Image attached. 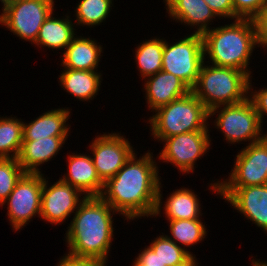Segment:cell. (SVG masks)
<instances>
[{"instance_id": "cell-24", "label": "cell", "mask_w": 267, "mask_h": 266, "mask_svg": "<svg viewBox=\"0 0 267 266\" xmlns=\"http://www.w3.org/2000/svg\"><path fill=\"white\" fill-rule=\"evenodd\" d=\"M164 39L156 36L137 44L134 60L142 81L162 70Z\"/></svg>"}, {"instance_id": "cell-12", "label": "cell", "mask_w": 267, "mask_h": 266, "mask_svg": "<svg viewBox=\"0 0 267 266\" xmlns=\"http://www.w3.org/2000/svg\"><path fill=\"white\" fill-rule=\"evenodd\" d=\"M121 132L96 135L89 144L90 154L100 179L105 183L124 166L136 150Z\"/></svg>"}, {"instance_id": "cell-11", "label": "cell", "mask_w": 267, "mask_h": 266, "mask_svg": "<svg viewBox=\"0 0 267 266\" xmlns=\"http://www.w3.org/2000/svg\"><path fill=\"white\" fill-rule=\"evenodd\" d=\"M213 140L209 130L193 131L165 138L158 153L159 162L171 164L182 174H193L199 158L209 152ZM161 160V161H160Z\"/></svg>"}, {"instance_id": "cell-25", "label": "cell", "mask_w": 267, "mask_h": 266, "mask_svg": "<svg viewBox=\"0 0 267 266\" xmlns=\"http://www.w3.org/2000/svg\"><path fill=\"white\" fill-rule=\"evenodd\" d=\"M201 219H180V220H167L169 222V236L172 241L177 245L183 247L191 255V251L188 248L195 246L197 243L203 242L207 236V227L205 223L201 222ZM171 236V237H170ZM187 247V248H186Z\"/></svg>"}, {"instance_id": "cell-13", "label": "cell", "mask_w": 267, "mask_h": 266, "mask_svg": "<svg viewBox=\"0 0 267 266\" xmlns=\"http://www.w3.org/2000/svg\"><path fill=\"white\" fill-rule=\"evenodd\" d=\"M47 179L44 175L40 219L58 226L74 215L86 196L60 178L54 184Z\"/></svg>"}, {"instance_id": "cell-21", "label": "cell", "mask_w": 267, "mask_h": 266, "mask_svg": "<svg viewBox=\"0 0 267 266\" xmlns=\"http://www.w3.org/2000/svg\"><path fill=\"white\" fill-rule=\"evenodd\" d=\"M72 109L54 108L40 114L33 121H23V140H37L53 136H69L71 125L68 120L71 118ZM69 134V135H68Z\"/></svg>"}, {"instance_id": "cell-29", "label": "cell", "mask_w": 267, "mask_h": 266, "mask_svg": "<svg viewBox=\"0 0 267 266\" xmlns=\"http://www.w3.org/2000/svg\"><path fill=\"white\" fill-rule=\"evenodd\" d=\"M25 173L17 158H0V207Z\"/></svg>"}, {"instance_id": "cell-16", "label": "cell", "mask_w": 267, "mask_h": 266, "mask_svg": "<svg viewBox=\"0 0 267 266\" xmlns=\"http://www.w3.org/2000/svg\"><path fill=\"white\" fill-rule=\"evenodd\" d=\"M144 80L145 101L148 110H152L153 113L191 92V89L181 79L163 70Z\"/></svg>"}, {"instance_id": "cell-3", "label": "cell", "mask_w": 267, "mask_h": 266, "mask_svg": "<svg viewBox=\"0 0 267 266\" xmlns=\"http://www.w3.org/2000/svg\"><path fill=\"white\" fill-rule=\"evenodd\" d=\"M202 37L205 62L239 69L252 77L250 60L253 50L259 47L252 19H236L230 24L213 27L205 31Z\"/></svg>"}, {"instance_id": "cell-7", "label": "cell", "mask_w": 267, "mask_h": 266, "mask_svg": "<svg viewBox=\"0 0 267 266\" xmlns=\"http://www.w3.org/2000/svg\"><path fill=\"white\" fill-rule=\"evenodd\" d=\"M54 0H0L2 13L0 26L16 37L35 44L39 29L55 11Z\"/></svg>"}, {"instance_id": "cell-1", "label": "cell", "mask_w": 267, "mask_h": 266, "mask_svg": "<svg viewBox=\"0 0 267 266\" xmlns=\"http://www.w3.org/2000/svg\"><path fill=\"white\" fill-rule=\"evenodd\" d=\"M156 160L149 149L139 157L134 152L115 176L104 183L100 197L127 222L153 218L162 178Z\"/></svg>"}, {"instance_id": "cell-31", "label": "cell", "mask_w": 267, "mask_h": 266, "mask_svg": "<svg viewBox=\"0 0 267 266\" xmlns=\"http://www.w3.org/2000/svg\"><path fill=\"white\" fill-rule=\"evenodd\" d=\"M252 85V77L249 81V94L248 98L252 101L256 112L258 114L259 120L263 125V122L265 120V116H267V86L263 85L264 88H259V90H254ZM265 115V116H264ZM264 119V120H263Z\"/></svg>"}, {"instance_id": "cell-8", "label": "cell", "mask_w": 267, "mask_h": 266, "mask_svg": "<svg viewBox=\"0 0 267 266\" xmlns=\"http://www.w3.org/2000/svg\"><path fill=\"white\" fill-rule=\"evenodd\" d=\"M187 35L170 44L164 40L162 70L175 75L192 89L204 62V47L202 34Z\"/></svg>"}, {"instance_id": "cell-20", "label": "cell", "mask_w": 267, "mask_h": 266, "mask_svg": "<svg viewBox=\"0 0 267 266\" xmlns=\"http://www.w3.org/2000/svg\"><path fill=\"white\" fill-rule=\"evenodd\" d=\"M103 45L95 38L76 35L61 55L60 63L63 68L74 70H98L103 55Z\"/></svg>"}, {"instance_id": "cell-10", "label": "cell", "mask_w": 267, "mask_h": 266, "mask_svg": "<svg viewBox=\"0 0 267 266\" xmlns=\"http://www.w3.org/2000/svg\"><path fill=\"white\" fill-rule=\"evenodd\" d=\"M43 181V173H25L2 203V207L7 204L6 216L13 232L26 227L33 217L40 218Z\"/></svg>"}, {"instance_id": "cell-4", "label": "cell", "mask_w": 267, "mask_h": 266, "mask_svg": "<svg viewBox=\"0 0 267 266\" xmlns=\"http://www.w3.org/2000/svg\"><path fill=\"white\" fill-rule=\"evenodd\" d=\"M250 77L243 71L203 62L191 92L210 111L221 105L241 103L248 98Z\"/></svg>"}, {"instance_id": "cell-14", "label": "cell", "mask_w": 267, "mask_h": 266, "mask_svg": "<svg viewBox=\"0 0 267 266\" xmlns=\"http://www.w3.org/2000/svg\"><path fill=\"white\" fill-rule=\"evenodd\" d=\"M218 195L267 234V185L218 187Z\"/></svg>"}, {"instance_id": "cell-2", "label": "cell", "mask_w": 267, "mask_h": 266, "mask_svg": "<svg viewBox=\"0 0 267 266\" xmlns=\"http://www.w3.org/2000/svg\"><path fill=\"white\" fill-rule=\"evenodd\" d=\"M117 213L101 197H86L67 227L66 256L107 263L114 241V218Z\"/></svg>"}, {"instance_id": "cell-22", "label": "cell", "mask_w": 267, "mask_h": 266, "mask_svg": "<svg viewBox=\"0 0 267 266\" xmlns=\"http://www.w3.org/2000/svg\"><path fill=\"white\" fill-rule=\"evenodd\" d=\"M55 11H53L48 18L45 20L41 28L39 29V33L35 42V47L43 48L48 47V49L56 50H65L68 44L72 41V39L76 36V25L73 23V19L71 18V13H66V15L60 18L54 16Z\"/></svg>"}, {"instance_id": "cell-18", "label": "cell", "mask_w": 267, "mask_h": 266, "mask_svg": "<svg viewBox=\"0 0 267 266\" xmlns=\"http://www.w3.org/2000/svg\"><path fill=\"white\" fill-rule=\"evenodd\" d=\"M168 16L185 27L195 29L194 33L203 34L212 29L210 26L216 15L204 0H163ZM197 29V30H196Z\"/></svg>"}, {"instance_id": "cell-5", "label": "cell", "mask_w": 267, "mask_h": 266, "mask_svg": "<svg viewBox=\"0 0 267 266\" xmlns=\"http://www.w3.org/2000/svg\"><path fill=\"white\" fill-rule=\"evenodd\" d=\"M154 112L146 122L150 124V134L155 142L162 143L173 135L210 128L209 110L192 92Z\"/></svg>"}, {"instance_id": "cell-35", "label": "cell", "mask_w": 267, "mask_h": 266, "mask_svg": "<svg viewBox=\"0 0 267 266\" xmlns=\"http://www.w3.org/2000/svg\"><path fill=\"white\" fill-rule=\"evenodd\" d=\"M105 262L97 260H84V259H74L66 256L60 258L56 266H107Z\"/></svg>"}, {"instance_id": "cell-19", "label": "cell", "mask_w": 267, "mask_h": 266, "mask_svg": "<svg viewBox=\"0 0 267 266\" xmlns=\"http://www.w3.org/2000/svg\"><path fill=\"white\" fill-rule=\"evenodd\" d=\"M68 136L45 137L37 140H23L18 162L26 173H42L41 165L54 160ZM39 167V168H38Z\"/></svg>"}, {"instance_id": "cell-33", "label": "cell", "mask_w": 267, "mask_h": 266, "mask_svg": "<svg viewBox=\"0 0 267 266\" xmlns=\"http://www.w3.org/2000/svg\"><path fill=\"white\" fill-rule=\"evenodd\" d=\"M218 19L234 20L233 0H204Z\"/></svg>"}, {"instance_id": "cell-17", "label": "cell", "mask_w": 267, "mask_h": 266, "mask_svg": "<svg viewBox=\"0 0 267 266\" xmlns=\"http://www.w3.org/2000/svg\"><path fill=\"white\" fill-rule=\"evenodd\" d=\"M162 182L158 187V198L153 217L161 216V210L165 214L166 220H180V219H202L203 213L201 208L200 198L195 194L194 190L186 187L177 188L167 196L166 201L162 196ZM164 205V206H163ZM162 206V207H161ZM165 211V212H164Z\"/></svg>"}, {"instance_id": "cell-30", "label": "cell", "mask_w": 267, "mask_h": 266, "mask_svg": "<svg viewBox=\"0 0 267 266\" xmlns=\"http://www.w3.org/2000/svg\"><path fill=\"white\" fill-rule=\"evenodd\" d=\"M267 4V0H233L234 20L253 19Z\"/></svg>"}, {"instance_id": "cell-15", "label": "cell", "mask_w": 267, "mask_h": 266, "mask_svg": "<svg viewBox=\"0 0 267 266\" xmlns=\"http://www.w3.org/2000/svg\"><path fill=\"white\" fill-rule=\"evenodd\" d=\"M67 164V172L60 179L71 184L86 197H100L104 182L97 174L91 155L71 152L67 156Z\"/></svg>"}, {"instance_id": "cell-37", "label": "cell", "mask_w": 267, "mask_h": 266, "mask_svg": "<svg viewBox=\"0 0 267 266\" xmlns=\"http://www.w3.org/2000/svg\"><path fill=\"white\" fill-rule=\"evenodd\" d=\"M132 263V266H145L137 258Z\"/></svg>"}, {"instance_id": "cell-26", "label": "cell", "mask_w": 267, "mask_h": 266, "mask_svg": "<svg viewBox=\"0 0 267 266\" xmlns=\"http://www.w3.org/2000/svg\"><path fill=\"white\" fill-rule=\"evenodd\" d=\"M80 1V2H79ZM74 9L73 18L77 26L89 27L91 29L101 25L110 17L113 0H79Z\"/></svg>"}, {"instance_id": "cell-9", "label": "cell", "mask_w": 267, "mask_h": 266, "mask_svg": "<svg viewBox=\"0 0 267 266\" xmlns=\"http://www.w3.org/2000/svg\"><path fill=\"white\" fill-rule=\"evenodd\" d=\"M214 182V183H213ZM208 190L218 194V187L267 185V135L239 150L233 168L225 179L213 180Z\"/></svg>"}, {"instance_id": "cell-36", "label": "cell", "mask_w": 267, "mask_h": 266, "mask_svg": "<svg viewBox=\"0 0 267 266\" xmlns=\"http://www.w3.org/2000/svg\"><path fill=\"white\" fill-rule=\"evenodd\" d=\"M197 258L196 255H192L189 259H187L185 262H183L180 265H176V266H199L198 262H197Z\"/></svg>"}, {"instance_id": "cell-23", "label": "cell", "mask_w": 267, "mask_h": 266, "mask_svg": "<svg viewBox=\"0 0 267 266\" xmlns=\"http://www.w3.org/2000/svg\"><path fill=\"white\" fill-rule=\"evenodd\" d=\"M62 69L60 75H58V83L63 88L62 90L82 102H90L98 95L103 81L101 71Z\"/></svg>"}, {"instance_id": "cell-32", "label": "cell", "mask_w": 267, "mask_h": 266, "mask_svg": "<svg viewBox=\"0 0 267 266\" xmlns=\"http://www.w3.org/2000/svg\"><path fill=\"white\" fill-rule=\"evenodd\" d=\"M256 29V39L258 46L264 51L267 49V4L252 19Z\"/></svg>"}, {"instance_id": "cell-34", "label": "cell", "mask_w": 267, "mask_h": 266, "mask_svg": "<svg viewBox=\"0 0 267 266\" xmlns=\"http://www.w3.org/2000/svg\"><path fill=\"white\" fill-rule=\"evenodd\" d=\"M135 257L145 266H166L162 265L158 255L149 246H145Z\"/></svg>"}, {"instance_id": "cell-27", "label": "cell", "mask_w": 267, "mask_h": 266, "mask_svg": "<svg viewBox=\"0 0 267 266\" xmlns=\"http://www.w3.org/2000/svg\"><path fill=\"white\" fill-rule=\"evenodd\" d=\"M22 142V119L0 116V158H18Z\"/></svg>"}, {"instance_id": "cell-28", "label": "cell", "mask_w": 267, "mask_h": 266, "mask_svg": "<svg viewBox=\"0 0 267 266\" xmlns=\"http://www.w3.org/2000/svg\"><path fill=\"white\" fill-rule=\"evenodd\" d=\"M155 237L149 247L158 255L162 265L176 266L189 259L192 255L177 245L166 234Z\"/></svg>"}, {"instance_id": "cell-6", "label": "cell", "mask_w": 267, "mask_h": 266, "mask_svg": "<svg viewBox=\"0 0 267 266\" xmlns=\"http://www.w3.org/2000/svg\"><path fill=\"white\" fill-rule=\"evenodd\" d=\"M214 115L217 117L211 122L212 125L221 131L230 146L244 142H248L246 145H249L262 140L267 135V132L263 133V125L249 98L241 103L215 107L209 111V118L213 119Z\"/></svg>"}]
</instances>
